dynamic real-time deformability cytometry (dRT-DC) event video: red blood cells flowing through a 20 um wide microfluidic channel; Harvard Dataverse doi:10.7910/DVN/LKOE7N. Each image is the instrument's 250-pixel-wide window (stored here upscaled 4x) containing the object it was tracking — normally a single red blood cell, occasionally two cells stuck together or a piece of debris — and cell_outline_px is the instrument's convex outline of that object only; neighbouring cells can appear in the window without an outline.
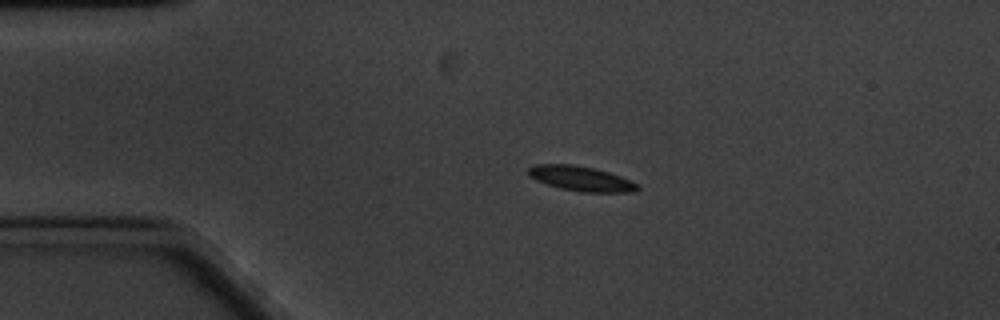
{"species": "common noctule bat (a hibernating species)", "species_latin": "Nyctalus noctula", "temperature_condition": "cold", "stored_images_in_passage": 50, "camera_frame_rate_fps": 3000, "um_per_image_px": 0.085, "animal": {"sex": "male", "body_mass_g": 20.1, "forearm_length_mm": 53.5}, "frame": {"image": 1, "passage_image": 1, "time_ms": 0.0, "image_size_px": [1000, 320], "cell_outline_px": [[640, 188], [632, 192], [580, 192], [560, 188], [536, 180], [528, 176], [528, 168], [536, 164], [572, 164], [596, 168], [620, 176], [640, 184]], "centroid_in_image_um": [49.4, 15.18], "position_along_channel_um": 35.6, "area_um2": 15.9}}
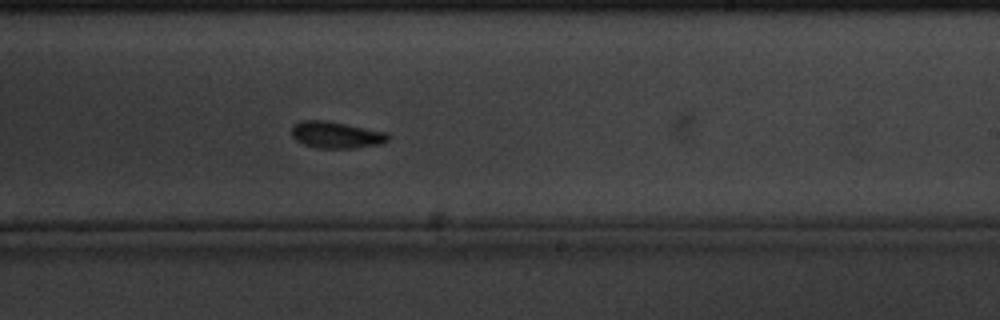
{"frame": {"image": 2, "passage_image": 25, "time_ms": 8.0, "image_size_px": [1000, 320], "cell_outline_px": [[392, 136], [384, 144], [356, 148], [316, 148], [304, 144], [296, 140], [292, 136], [292, 124], [300, 120], [324, 120], [388, 132]], "centroid_in_image_um": [28.61, 11.47], "position_along_channel_um": 260.4, "area_um2": 15.26}}
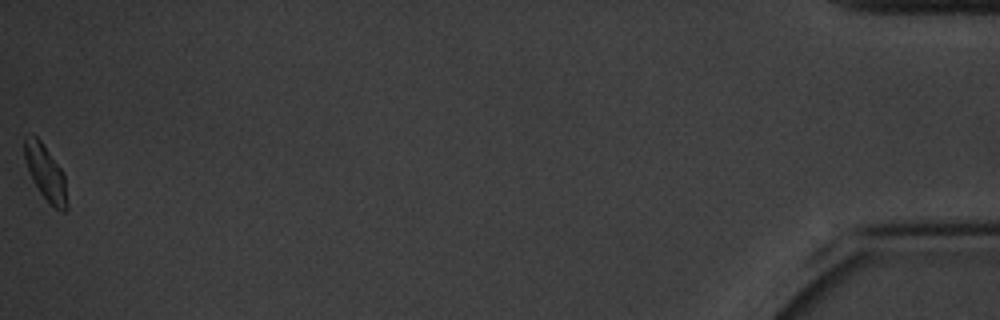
{"frame": {"image": 3, "passage_image": 50, "time_ms": 16.333, "image_size_px": [1000, 320], "cell_outline_px": [[68, 208], [64, 212], [56, 208], [40, 192], [32, 180], [24, 160], [24, 136], [28, 132], [32, 132], [44, 144], [64, 172], [68, 204]], "centroid_in_image_um": [3.86, 14.61], "position_along_channel_um": 431.3, "area_um2": 13.99}, "authors_computed_cell_mechanics": {"area_um2": 15.1147, "velocity_mm_per_s": 3.2303, "shape_relaxation_time_tau1_ms": 2.6713, "shape_relaxation_time_tau2_ms": null, "deformation_change_tau1": 0.0673, "deformation_change_tau2": null}}